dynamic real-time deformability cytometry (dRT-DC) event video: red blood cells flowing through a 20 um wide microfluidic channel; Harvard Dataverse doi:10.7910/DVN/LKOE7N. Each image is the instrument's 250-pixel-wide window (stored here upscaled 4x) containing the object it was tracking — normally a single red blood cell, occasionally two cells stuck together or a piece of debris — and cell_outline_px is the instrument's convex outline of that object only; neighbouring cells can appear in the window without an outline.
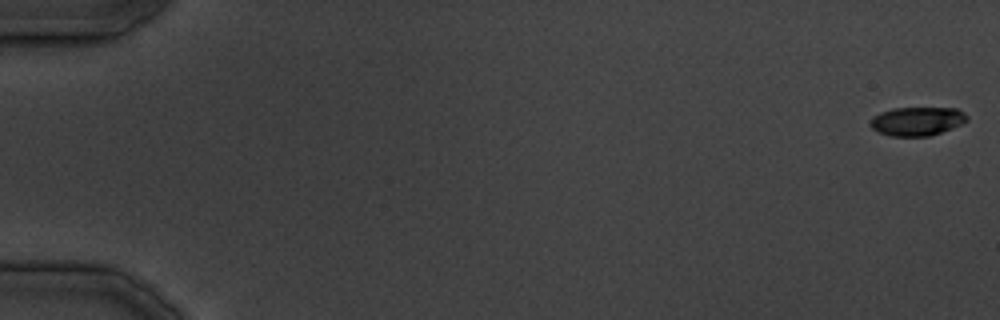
{"species": "common noctule bat (a hibernating species)", "species_latin": "Nyctalus noctula", "temperature_condition": "cold", "stored_images_in_passage": 39, "camera_frame_rate_fps": 3000, "um_per_image_px": 0.085, "animal": {"sex": "male", "body_mass_g": 19.5, "forearm_length_mm": 54.6}, "frame": {"image": 1, "passage_image": 1, "time_ms": 0.0, "image_size_px": [1000, 320], "cell_outline_px": [[968, 120], [952, 128], [928, 136], [888, 136], [876, 132], [872, 128], [872, 116], [880, 112], [892, 108], [956, 108], [964, 112], [968, 116]], "centroid_in_image_um": [77.94, 10.3], "position_along_channel_um": 7.1, "area_um2": 16.18}}
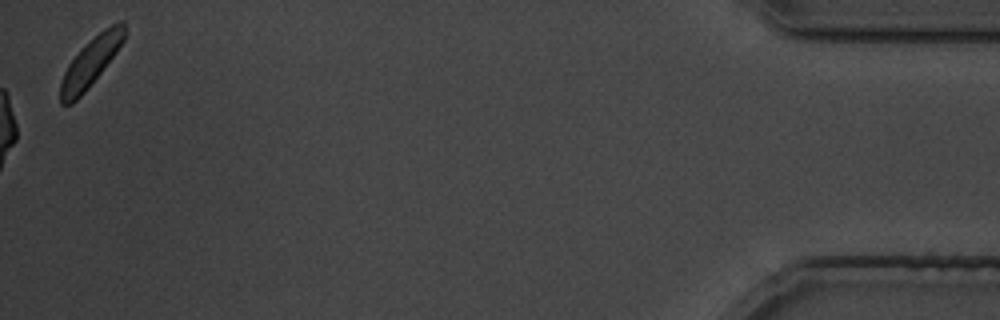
{"frame": {"image": 2, "passage_image": 39, "time_ms": 46.333, "image_size_px": [1000, 320], "cell_outline_px": [[124, 40], [116, 52], [84, 92], [72, 104], [60, 104], [60, 80], [68, 64], [104, 28], [120, 20], [124, 20]], "centroid_in_image_um": [7.69, 5.31], "position_along_channel_um": 427.5, "area_um2": 17.34}}